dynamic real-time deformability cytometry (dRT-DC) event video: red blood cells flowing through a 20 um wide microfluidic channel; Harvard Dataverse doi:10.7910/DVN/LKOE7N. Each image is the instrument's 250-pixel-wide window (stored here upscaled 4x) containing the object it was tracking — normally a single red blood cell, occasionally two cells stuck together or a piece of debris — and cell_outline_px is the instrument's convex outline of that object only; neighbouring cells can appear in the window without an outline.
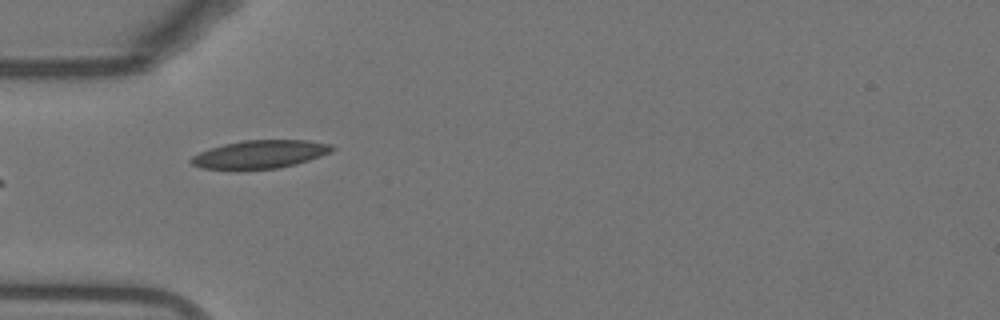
{"species": "Egyptian fruit bat (a non-hibernating species)", "species_latin": "Rousettus aegyptiacus", "temperature_condition": "warm", "stored_images_in_passage": 24, "camera_frame_rate_fps": 3000, "um_per_image_px": 0.085, "animal": {"sex": "female"}, "frame": {"image": 1, "passage_image": 1, "time_ms": 0.0, "image_size_px": [1000, 320], "cell_outline_px": [[336, 148], [320, 156], [296, 164], [276, 168], [200, 168], [192, 164], [188, 160], [192, 156], [208, 148], [224, 144], [244, 140], [308, 140], [332, 144]], "centroid_in_image_um": [22.1, 13.09], "position_along_channel_um": 62.9, "area_um2": 22.72}}